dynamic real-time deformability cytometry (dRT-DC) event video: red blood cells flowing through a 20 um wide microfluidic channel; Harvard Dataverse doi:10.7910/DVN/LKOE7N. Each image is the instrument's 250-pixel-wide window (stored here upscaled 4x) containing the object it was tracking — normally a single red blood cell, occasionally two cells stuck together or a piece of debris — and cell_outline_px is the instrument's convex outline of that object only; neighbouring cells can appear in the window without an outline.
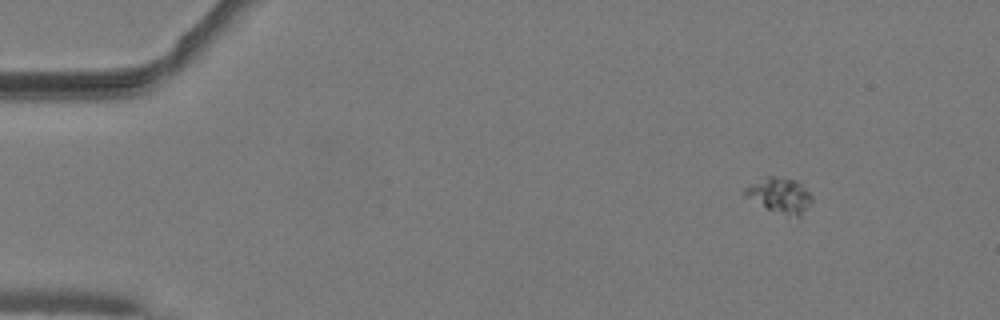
{"species": "common noctule bat (a hibernating species)", "species_latin": "Nyctalus noctula", "temperature_condition": "warm", "stored_images_in_passage": 19, "camera_frame_rate_fps": 3000, "um_per_image_px": 0.085, "animal": {"sex": "male", "body_mass_g": 19.2, "forearm_length_mm": 51.8}, "frame": {"image": 1, "passage_image": 1, "time_ms": 0.0, "image_size_px": [1000, 320], "cell_outline_px": [[812, 204], [800, 220], [788, 216], [768, 208], [744, 196], [740, 192], [744, 188], [768, 176], [772, 176], [796, 180], [812, 196]], "centroid_in_image_um": [66.33, 16.65], "position_along_channel_um": 18.7, "area_um2": 13.81}}
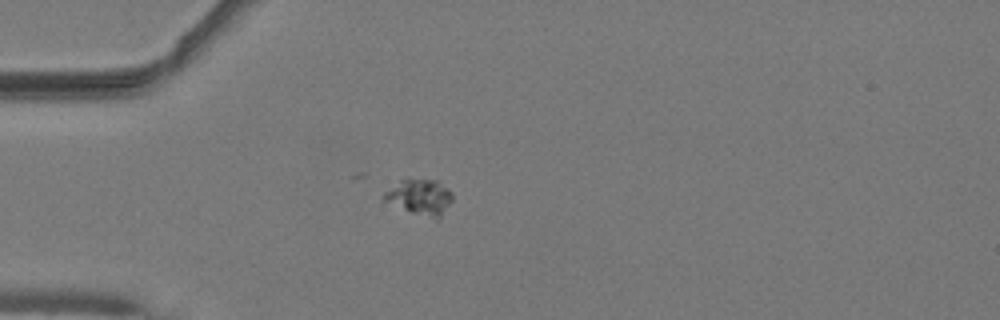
{"frame": {"image": 2, "passage_image": 10, "time_ms": 3.0, "image_size_px": [1000, 320], "cell_outline_px": [[452, 200], [440, 216], [432, 216], [412, 212], [384, 200], [380, 196], [384, 192], [400, 180], [408, 176], [440, 180], [452, 192]], "centroid_in_image_um": [35.68, 16.63], "position_along_channel_um": 49.3, "area_um2": 14.16}}
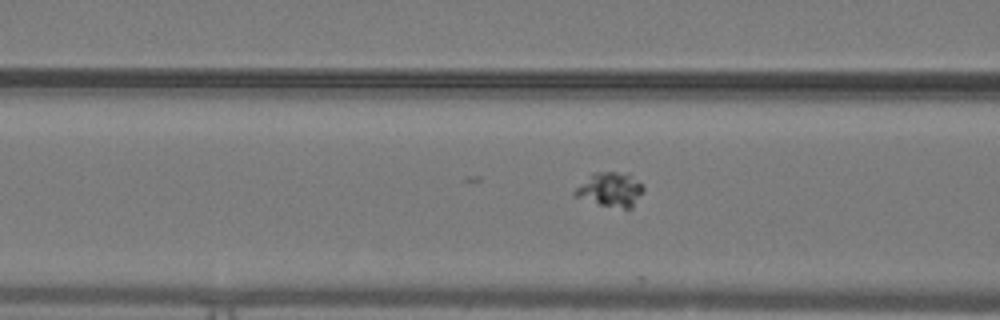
{"frame": {"image": 3, "passage_image": 16, "time_ms": 5.0, "image_size_px": [1000, 320], "cell_outline_px": [[644, 192], [632, 208], [624, 208], [600, 204], [576, 196], [572, 192], [592, 172], [628, 172], [644, 184]], "centroid_in_image_um": [51.95, 16.08], "position_along_channel_um": 114.7, "area_um2": 13.76}}